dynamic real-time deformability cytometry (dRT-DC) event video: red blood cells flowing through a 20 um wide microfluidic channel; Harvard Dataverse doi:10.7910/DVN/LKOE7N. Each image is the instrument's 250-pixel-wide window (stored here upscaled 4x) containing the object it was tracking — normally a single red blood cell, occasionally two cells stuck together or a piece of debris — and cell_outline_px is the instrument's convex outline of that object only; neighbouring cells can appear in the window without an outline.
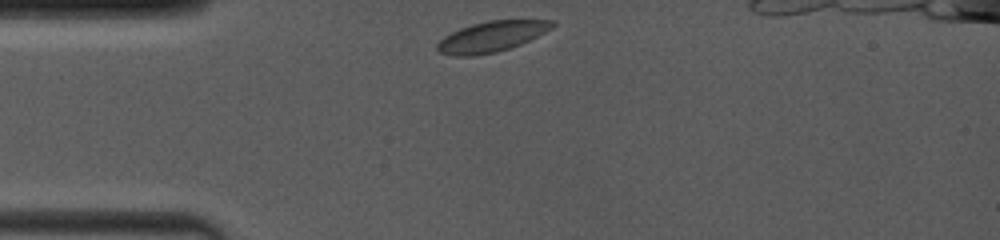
{"species": "common noctule bat (a hibernating species)", "species_latin": "Nyctalus noctula", "temperature_condition": "room temperature", "stored_images_in_passage": 30, "camera_frame_rate_fps": 4000, "um_per_image_px": 0.085, "animal": {"sex": "female", "body_mass_g": 19.0, "forearm_length_mm": 53.3}, "frame": {"image": 1, "passage_image": 1, "time_ms": 0.0, "image_size_px": [1000, 240], "cell_outline_px": [[556, 24], [552, 28], [520, 44], [496, 52], [476, 56], [456, 56], [440, 52], [436, 48], [436, 44], [444, 36], [460, 28], [472, 24], [488, 20], [556, 20]], "centroid_in_image_um": [41.77, 3.1], "position_along_channel_um": 43.2, "area_um2": 20.35}}
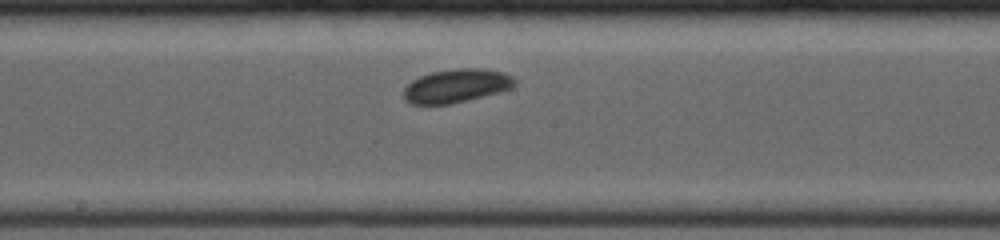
{"frame": {"image": 2, "passage_image": 18, "time_ms": 4.75, "image_size_px": [1000, 240], "cell_outline_px": [[516, 84], [512, 88], [500, 92], [452, 104], [412, 104], [404, 100], [404, 88], [412, 80], [420, 76], [432, 72], [456, 68], [480, 68], [504, 72], [512, 76], [516, 80]], "centroid_in_image_um": [38.81, 7.29], "position_along_channel_um": 209.4, "area_um2": 21.85}}
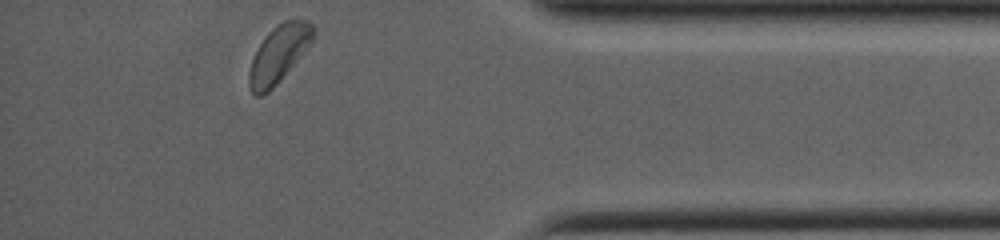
{"frame": {"image": 3, "passage_image": 30, "time_ms": 10.25, "image_size_px": [1000, 240], "cell_outline_px": [[316, 32], [312, 44], [280, 80], [264, 96], [256, 96], [252, 92], [248, 84], [248, 72], [252, 60], [264, 36], [272, 28], [284, 20], [308, 20], [312, 24]], "centroid_in_image_um": [23.72, 4.58], "position_along_channel_um": 411.5, "area_um2": 21.5}, "authors_computed_cell_mechanics": {"area_um2": 20.8658, "velocity_mm_per_s": 3.9664, "shape_relaxation_time_tau1_ms": 6.2672, "shape_relaxation_time_tau2_ms": null, "deformation_change_tau1": 0.1497, "deformation_change_tau2": null}}